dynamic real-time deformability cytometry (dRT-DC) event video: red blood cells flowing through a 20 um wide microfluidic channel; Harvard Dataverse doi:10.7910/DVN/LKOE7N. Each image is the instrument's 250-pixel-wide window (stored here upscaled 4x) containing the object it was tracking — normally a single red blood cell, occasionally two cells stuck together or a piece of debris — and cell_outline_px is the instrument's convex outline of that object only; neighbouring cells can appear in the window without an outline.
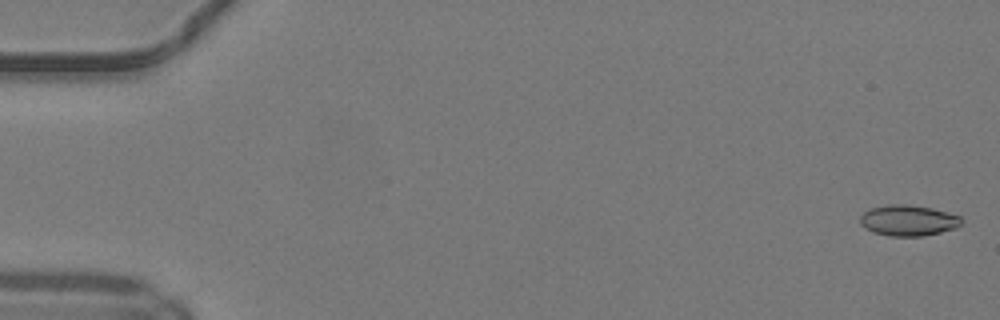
{"species": "common noctule bat (a hibernating species)", "species_latin": "Nyctalus noctula", "temperature_condition": "warm", "stored_images_in_passage": 14, "camera_frame_rate_fps": 3000, "um_per_image_px": 0.085, "animal": {"sex": "male", "body_mass_g": 19.2, "forearm_length_mm": 51.8}, "frame": {"image": 1, "passage_image": 1, "time_ms": 0.0, "image_size_px": [1000, 320], "cell_outline_px": [[964, 220], [956, 228], [924, 236], [888, 236], [872, 232], [860, 224], [860, 216], [864, 212], [872, 208], [888, 204], [908, 204], [932, 208], [960, 216]], "centroid_in_image_um": [77.2, 18.74], "position_along_channel_um": 7.8, "area_um2": 18.26}}
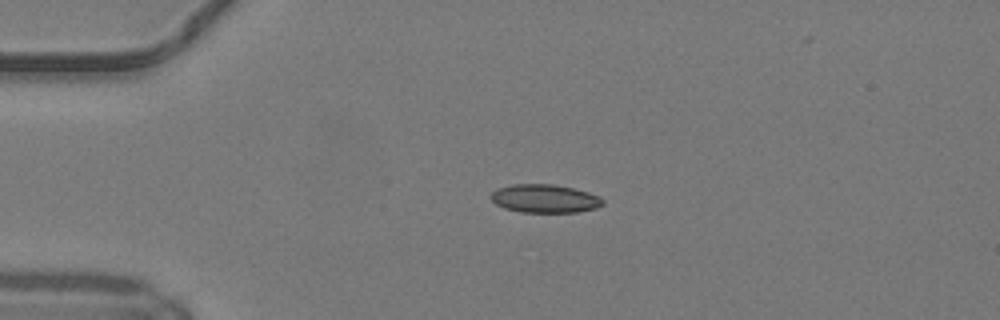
{"frame": {"image": 2, "passage_image": 12, "time_ms": 3.667, "image_size_px": [1000, 320], "cell_outline_px": [[604, 204], [596, 208], [576, 212], [520, 212], [504, 208], [496, 204], [488, 196], [496, 188], [512, 184], [556, 184], [588, 192], [600, 196], [604, 200]], "centroid_in_image_um": [46.29, 16.87], "position_along_channel_um": 38.7, "area_um2": 18.67}}